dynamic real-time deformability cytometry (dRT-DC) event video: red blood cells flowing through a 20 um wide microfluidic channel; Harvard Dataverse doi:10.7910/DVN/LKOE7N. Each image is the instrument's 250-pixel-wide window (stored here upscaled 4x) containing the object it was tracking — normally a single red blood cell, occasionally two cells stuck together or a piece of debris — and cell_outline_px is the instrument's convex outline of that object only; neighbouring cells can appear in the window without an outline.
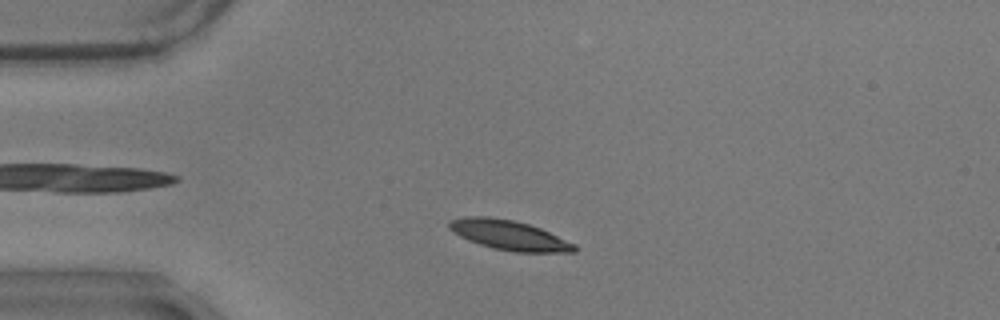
{"species": "common noctule bat (a hibernating species)", "species_latin": "Nyctalus noctula", "temperature_condition": "warm", "stored_images_in_passage": 51, "camera_frame_rate_fps": 3000, "um_per_image_px": 0.085, "animal": {"sex": "male", "body_mass_g": 17.9}, "frame": {"image": 1, "passage_image": 7, "time_ms": 2.0, "image_size_px": [1000, 320], "cell_outline_px": [[576, 252], [516, 252], [492, 248], [468, 240], [452, 232], [448, 228], [448, 224], [452, 220], [464, 216], [488, 216], [512, 220], [528, 224], [540, 228], [576, 244]], "centroid_in_image_um": [43.26, 19.99], "position_along_channel_um": 41.7, "area_um2": 21.62}}
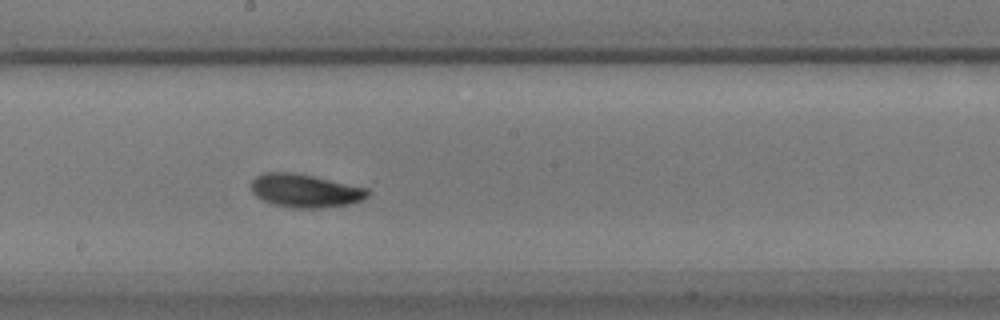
{"frame": {"image": 2, "passage_image": 25, "time_ms": 8.0, "image_size_px": [1000, 320], "cell_outline_px": [[372, 192], [364, 200], [348, 204], [324, 208], [292, 208], [272, 204], [256, 196], [252, 192], [252, 180], [256, 176], [264, 172], [292, 172], [312, 176], [368, 188]], "centroid_in_image_um": [25.96, 16.22], "position_along_channel_um": 222.2, "area_um2": 22.72}}
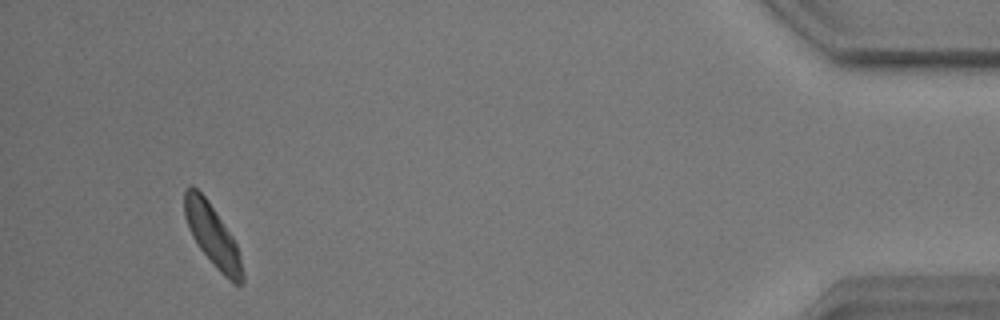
{"frame": {"image": 3, "passage_image": 48, "time_ms": 15.667, "image_size_px": [1000, 320], "cell_outline_px": [[244, 284], [236, 284], [224, 276], [216, 268], [200, 248], [192, 236], [188, 228], [184, 216], [184, 188], [188, 184], [192, 184], [208, 200], [232, 236], [236, 244], [244, 272]], "centroid_in_image_um": [18.04, 19.98], "position_along_channel_um": 417.2, "area_um2": 20.81}, "authors_computed_cell_mechanics": {"area_um2": 21.2704, "velocity_mm_per_s": 3.4483, "shape_relaxation_time_tau1_ms": 4.0107, "shape_relaxation_time_tau2_ms": 4.5967, "deformation_change_tau1": 0.1676, "deformation_change_tau2": 0.102}}